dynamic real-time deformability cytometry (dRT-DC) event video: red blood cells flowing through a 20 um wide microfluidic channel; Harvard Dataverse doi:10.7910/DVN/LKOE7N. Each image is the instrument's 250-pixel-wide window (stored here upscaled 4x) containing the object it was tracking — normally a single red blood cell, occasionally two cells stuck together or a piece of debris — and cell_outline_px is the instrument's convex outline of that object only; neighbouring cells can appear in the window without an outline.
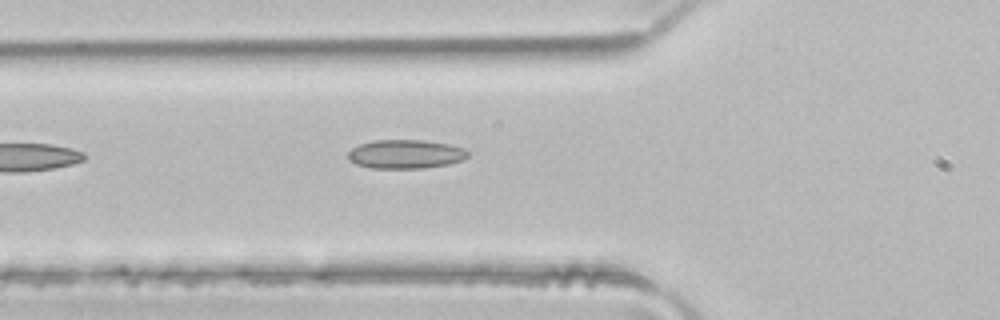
{"species": "common noctule bat (a hibernating species)", "species_latin": "Nyctalus noctula", "temperature_condition": "room temperature", "stored_images_in_passage": 5, "camera_frame_rate_fps": 3000, "um_per_image_px": 0.085, "animal": {"sex": "male", "body_mass_g": 21.5, "forearm_length_mm": 52.0}, "frame": {"image": 1, "passage_image": 5, "time_ms": 1.333, "image_size_px": [1000, 320], "cell_outline_px": [[468, 156], [464, 160], [448, 164], [424, 168], [372, 168], [356, 164], [348, 160], [348, 152], [352, 148], [360, 144], [376, 140], [424, 140], [448, 144], [464, 148], [468, 152]], "centroid_in_image_um": [34.48, 13.1], "position_along_channel_um": 91.3, "area_um2": 20.17}}